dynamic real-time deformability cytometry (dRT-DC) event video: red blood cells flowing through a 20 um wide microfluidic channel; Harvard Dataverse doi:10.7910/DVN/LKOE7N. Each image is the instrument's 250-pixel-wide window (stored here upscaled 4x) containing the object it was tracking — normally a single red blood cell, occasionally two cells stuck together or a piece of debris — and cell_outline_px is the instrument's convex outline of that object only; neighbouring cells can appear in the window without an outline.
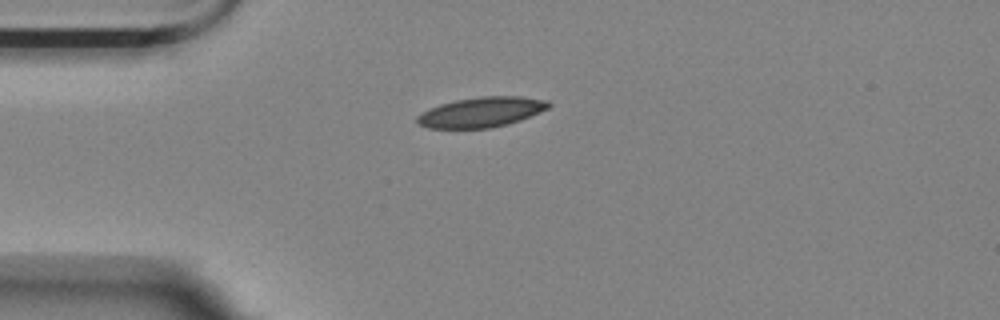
{"species": "Egyptian fruit bat (a non-hibernating species)", "species_latin": "Rousettus aegyptiacus", "temperature_condition": "room temperature", "stored_images_in_passage": 11, "camera_frame_rate_fps": 3000, "um_per_image_px": 0.085, "animal": {"sex": "female"}, "frame": {"image": 1, "passage_image": 1, "time_ms": 0.0, "image_size_px": [1000, 320], "cell_outline_px": [[552, 104], [548, 108], [540, 112], [520, 120], [508, 124], [488, 128], [428, 128], [420, 124], [416, 120], [416, 116], [440, 104], [456, 100], [480, 96], [520, 96], [548, 100]], "centroid_in_image_um": [40.96, 9.52], "position_along_channel_um": 44.0, "area_um2": 22.89}}
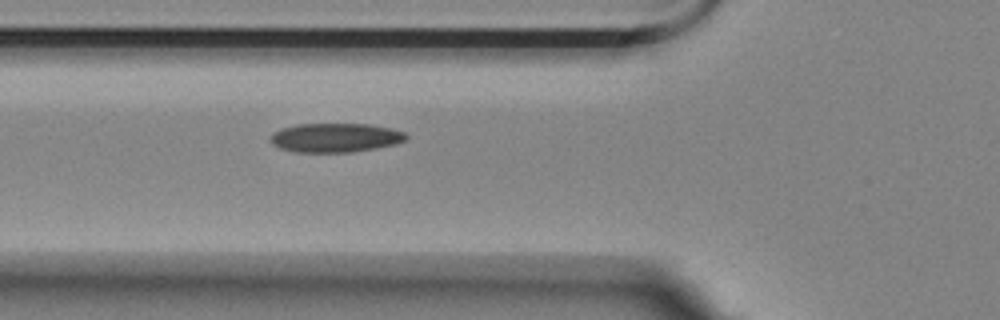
{"frame": {"image": 2, "passage_image": 7, "time_ms": 2.0, "image_size_px": [1000, 320], "cell_outline_px": [[408, 136], [404, 140], [396, 144], [376, 148], [352, 152], [296, 152], [280, 148], [272, 144], [272, 132], [280, 128], [296, 124], [372, 124], [392, 128], [404, 132]], "centroid_in_image_um": [28.51, 11.69], "position_along_channel_um": 97.3, "area_um2": 23.06}}
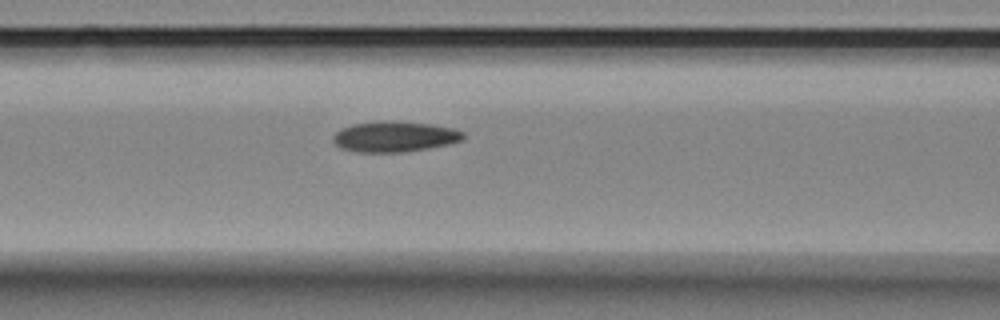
{"frame": {"image": 3, "passage_image": 10, "time_ms": 3.0, "image_size_px": [1000, 320], "cell_outline_px": [[464, 140], [448, 144], [428, 148], [404, 152], [356, 152], [340, 148], [332, 140], [332, 136], [340, 128], [352, 124], [432, 124], [456, 128], [464, 132]], "centroid_in_image_um": [33.56, 11.67], "position_along_channel_um": 133.0, "area_um2": 22.31}}